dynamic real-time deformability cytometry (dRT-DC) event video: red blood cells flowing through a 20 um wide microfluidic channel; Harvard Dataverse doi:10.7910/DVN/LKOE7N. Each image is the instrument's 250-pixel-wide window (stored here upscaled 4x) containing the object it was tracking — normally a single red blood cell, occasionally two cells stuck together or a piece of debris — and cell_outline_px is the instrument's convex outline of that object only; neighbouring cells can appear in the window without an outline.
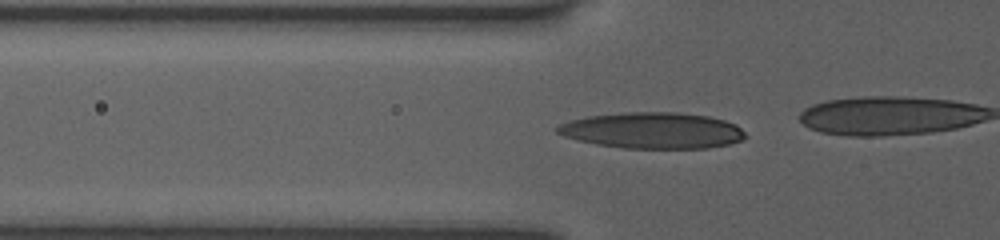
{"species": "human", "species_latin": "Homo sapiens", "temperature_condition": "room temperature", "stored_images_in_passage": 27, "camera_frame_rate_fps": 3000, "um_per_image_px": 0.085, "donor": {"sex": "female"}, "frame": {"image": 1, "passage_image": 3, "time_ms": 0.667, "image_size_px": [1000, 240], "cell_outline_px": [[748, 136], [744, 140], [728, 144], [708, 148], [624, 148], [596, 144], [576, 140], [564, 136], [556, 132], [556, 128], [560, 124], [572, 120], [588, 116], [624, 112], [676, 112], [708, 116], [724, 120], [736, 124]], "centroid_in_image_um": [55.49, 11.09], "position_along_channel_um": 70.3, "area_um2": 39.65}}
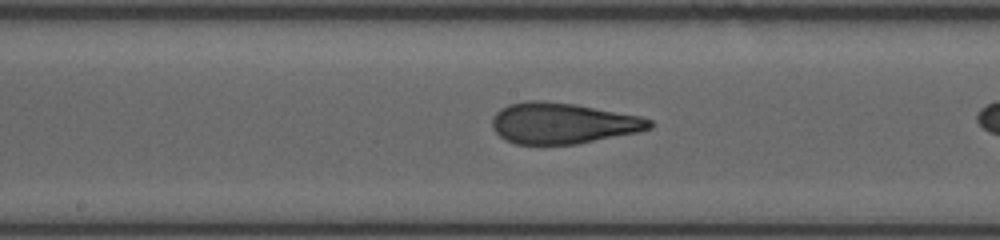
{"frame": {"image": 2, "passage_image": 13, "time_ms": 4.0, "image_size_px": [1000, 240], "cell_outline_px": [[652, 128], [636, 132], [576, 144], [516, 144], [504, 140], [492, 128], [492, 116], [500, 108], [508, 104], [528, 100], [540, 100], [576, 104], [640, 116], [652, 120]], "centroid_in_image_um": [47.78, 10.46], "position_along_channel_um": 200.4, "area_um2": 37.57}}
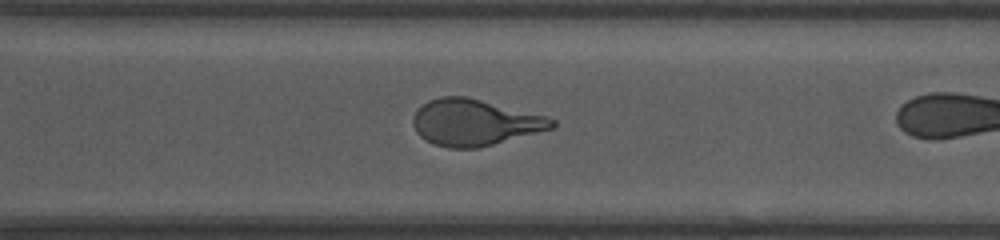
{"frame": {"image": 3, "passage_image": 23, "time_ms": 7.333, "image_size_px": [1000, 240], "cell_outline_px": [[556, 124], [552, 128], [492, 144], [476, 148], [448, 148], [432, 144], [420, 136], [416, 132], [412, 124], [412, 116], [416, 108], [428, 100], [440, 96], [468, 96], [544, 116], [556, 120]], "centroid_in_image_um": [40.25, 10.39], "position_along_channel_um": 330.3, "area_um2": 37.4}}